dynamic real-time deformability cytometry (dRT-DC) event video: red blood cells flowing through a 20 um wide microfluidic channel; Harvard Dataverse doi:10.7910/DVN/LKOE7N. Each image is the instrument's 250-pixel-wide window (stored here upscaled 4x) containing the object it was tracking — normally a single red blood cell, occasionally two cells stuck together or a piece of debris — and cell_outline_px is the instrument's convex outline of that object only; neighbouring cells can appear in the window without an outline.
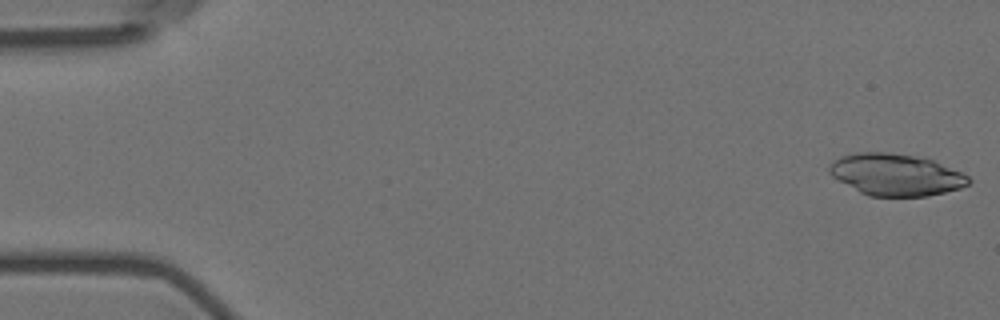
{"species": "Egyptian fruit bat (a non-hibernating species)", "species_latin": "Rousettus aegyptiacus", "temperature_condition": "room temperature", "stored_images_in_passage": 12, "camera_frame_rate_fps": 3000, "um_per_image_px": 0.085, "animal": {"sex": "female"}, "frame": {"image": 1, "passage_image": 1, "time_ms": 0.0, "image_size_px": [1000, 320], "cell_outline_px": [[972, 180], [968, 184], [960, 188], [928, 196], [868, 196], [860, 192], [832, 176], [828, 172], [828, 168], [832, 160], [840, 156], [856, 152], [892, 152], [924, 156], [960, 172], [968, 176]], "centroid_in_image_um": [76.13, 14.83], "position_along_channel_um": 8.9, "area_um2": 34.16}}